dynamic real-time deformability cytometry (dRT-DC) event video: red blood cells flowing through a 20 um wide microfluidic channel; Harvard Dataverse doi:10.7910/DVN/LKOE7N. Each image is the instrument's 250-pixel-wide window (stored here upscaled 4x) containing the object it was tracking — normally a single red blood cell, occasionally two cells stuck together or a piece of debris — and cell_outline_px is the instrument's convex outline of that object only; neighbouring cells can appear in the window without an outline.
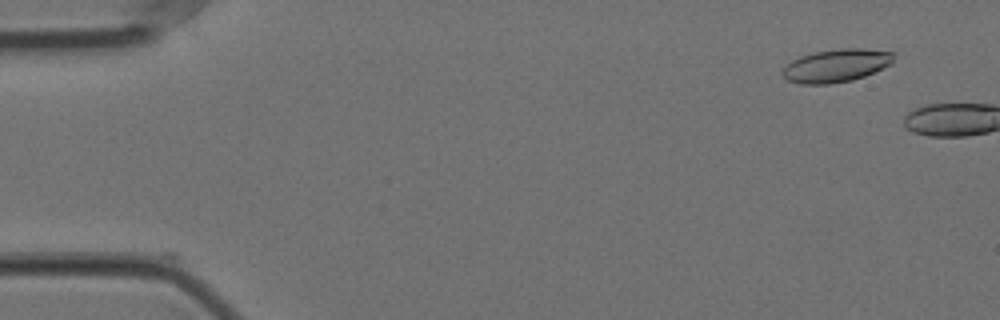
{"species": "Egyptian fruit bat (a non-hibernating species)", "species_latin": "Rousettus aegyptiacus", "temperature_condition": "cold", "stored_images_in_passage": 3, "camera_frame_rate_fps": 3000, "um_per_image_px": 0.085, "animal": {"sex": "female"}, "frame": {"image": 1, "passage_image": 1, "time_ms": 0.0, "image_size_px": [1000, 320], "cell_outline_px": [[896, 52], [892, 64], [864, 76], [852, 80], [828, 84], [800, 84], [788, 80], [780, 72], [792, 60], [800, 56], [812, 52], [840, 48], [860, 48]], "centroid_in_image_um": [71.09, 5.56], "position_along_channel_um": 13.9, "area_um2": 21.5}}